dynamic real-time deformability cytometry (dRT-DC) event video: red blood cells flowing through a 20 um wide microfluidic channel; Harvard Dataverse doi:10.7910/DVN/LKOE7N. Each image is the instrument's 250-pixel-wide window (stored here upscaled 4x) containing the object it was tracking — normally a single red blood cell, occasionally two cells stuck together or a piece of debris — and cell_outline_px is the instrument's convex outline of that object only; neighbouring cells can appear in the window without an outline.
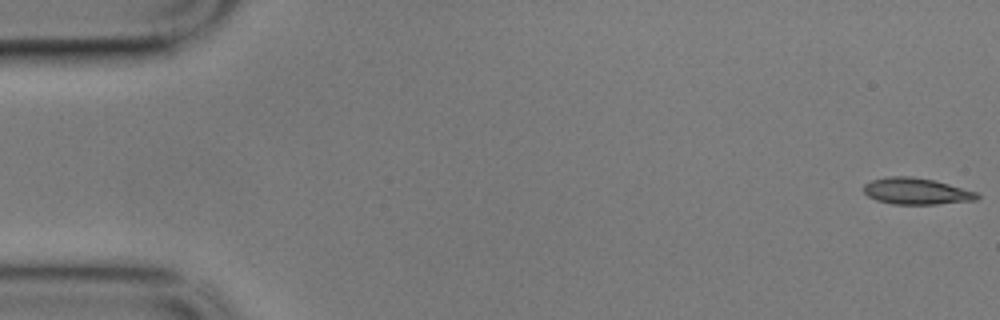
{"species": "common noctule bat (a hibernating species)", "species_latin": "Nyctalus noctula", "temperature_condition": "cold", "stored_images_in_passage": 4, "camera_frame_rate_fps": 3000, "um_per_image_px": 0.085, "animal": {"sex": "male", "body_mass_g": 17.9}, "frame": {"image": 1, "passage_image": 1, "time_ms": 0.0, "image_size_px": [1000, 320], "cell_outline_px": [[980, 196], [976, 200], [936, 204], [892, 204], [876, 200], [868, 196], [864, 192], [864, 184], [872, 180], [888, 176], [912, 176], [936, 180], [976, 192]], "centroid_in_image_um": [77.87, 16.24], "position_along_channel_um": 7.1, "area_um2": 17.51}}